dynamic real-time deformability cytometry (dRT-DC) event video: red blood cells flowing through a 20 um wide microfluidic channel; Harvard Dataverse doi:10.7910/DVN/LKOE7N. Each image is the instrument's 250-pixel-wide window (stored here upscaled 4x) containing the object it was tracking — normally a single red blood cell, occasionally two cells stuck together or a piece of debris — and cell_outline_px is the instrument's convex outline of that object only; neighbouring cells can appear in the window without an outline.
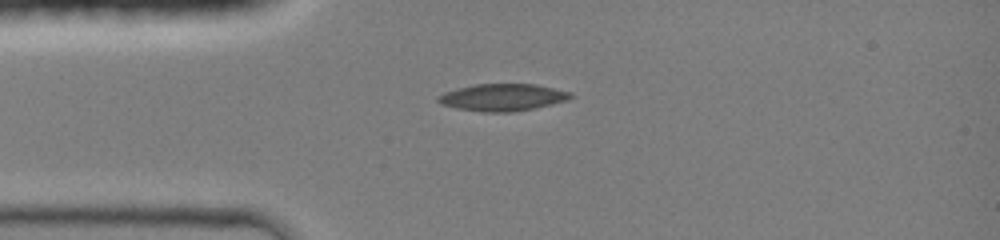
{"species": "common noctule bat (a hibernating species)", "species_latin": "Nyctalus noctula", "temperature_condition": "room temperature", "stored_images_in_passage": 35, "camera_frame_rate_fps": 3000, "um_per_image_px": 0.085, "animal": {"sex": "female", "body_mass_g": 19.0, "forearm_length_mm": 51.5}, "frame": {"image": 1, "passage_image": 1, "time_ms": 0.0, "image_size_px": [1000, 240], "cell_outline_px": [[572, 96], [568, 100], [552, 104], [512, 112], [484, 112], [456, 108], [440, 104], [436, 100], [436, 96], [444, 92], [456, 88], [476, 84], [536, 84], [572, 92]], "centroid_in_image_um": [42.68, 8.27], "position_along_channel_um": 42.3, "area_um2": 20.98}}
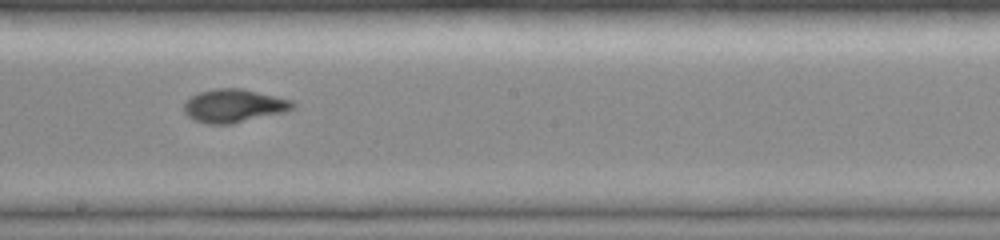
{"frame": {"image": 2, "passage_image": 15, "time_ms": 4.667, "image_size_px": [1000, 240], "cell_outline_px": [[296, 108], [284, 112], [232, 124], [208, 124], [196, 120], [188, 116], [184, 112], [184, 104], [192, 96], [200, 92], [216, 88], [240, 88], [276, 96], [292, 100], [296, 104]], "centroid_in_image_um": [19.91, 8.99], "position_along_channel_um": 228.3, "area_um2": 20.98}}
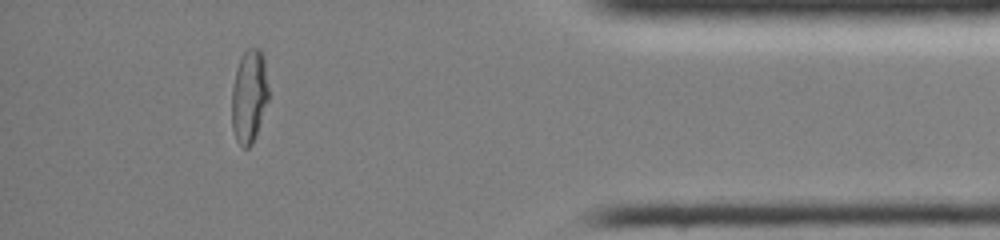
{"frame": {"image": 3, "passage_image": 30, "time_ms": 9.667, "image_size_px": [1000, 240], "cell_outline_px": [[268, 100], [256, 136], [252, 144], [248, 148], [244, 148], [236, 140], [232, 128], [232, 88], [236, 68], [244, 52], [248, 48], [260, 48], [264, 56], [268, 88]], "centroid_in_image_um": [21.18, 8.18], "position_along_channel_um": 414.0, "area_um2": 20.06}, "authors_computed_cell_mechanics": {"area_um2": 20.808, "velocity_mm_per_s": 4.2818, "shape_relaxation_time_tau1_ms": 8.0582, "shape_relaxation_time_tau2_ms": 1.7082, "deformation_change_tau1": 0.2932, "deformation_change_tau2": 0.0622}}